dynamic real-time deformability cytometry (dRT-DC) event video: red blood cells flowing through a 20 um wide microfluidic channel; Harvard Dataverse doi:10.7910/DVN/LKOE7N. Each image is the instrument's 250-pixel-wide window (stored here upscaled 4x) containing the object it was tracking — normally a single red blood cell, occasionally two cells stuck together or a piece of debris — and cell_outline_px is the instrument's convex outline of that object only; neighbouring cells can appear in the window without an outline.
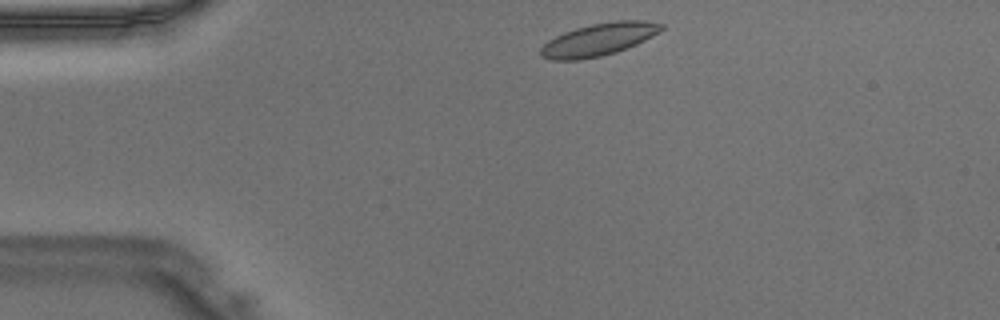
{"species": "Egyptian fruit bat (a non-hibernating species)", "species_latin": "Rousettus aegyptiacus", "temperature_condition": "warm", "stored_images_in_passage": 15, "camera_frame_rate_fps": 3000, "um_per_image_px": 0.085, "animal": {"sex": "male"}, "frame": {"image": 1, "passage_image": 2, "time_ms": 0.333, "image_size_px": [1000, 320], "cell_outline_px": [[664, 28], [660, 32], [636, 44], [616, 52], [600, 56], [580, 60], [552, 60], [540, 56], [540, 48], [548, 40], [564, 32], [576, 28], [592, 24], [616, 20], [644, 20], [664, 24]], "centroid_in_image_um": [50.89, 3.35], "position_along_channel_um": 34.1, "area_um2": 22.83}}
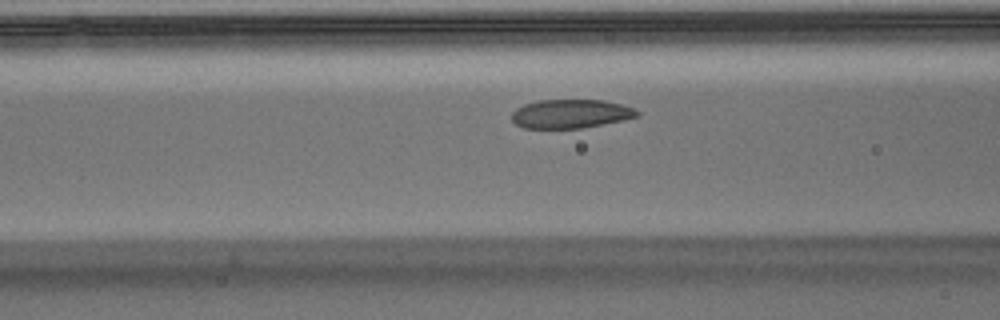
{"frame": {"image": 2, "passage_image": 11, "time_ms": 3.333, "image_size_px": [1000, 320], "cell_outline_px": [[640, 116], [624, 120], [584, 128], [524, 128], [516, 124], [512, 120], [512, 112], [516, 108], [524, 104], [540, 100], [604, 100], [636, 108], [640, 112]], "centroid_in_image_um": [48.55, 9.67], "position_along_channel_um": 118.1, "area_um2": 21.21}}
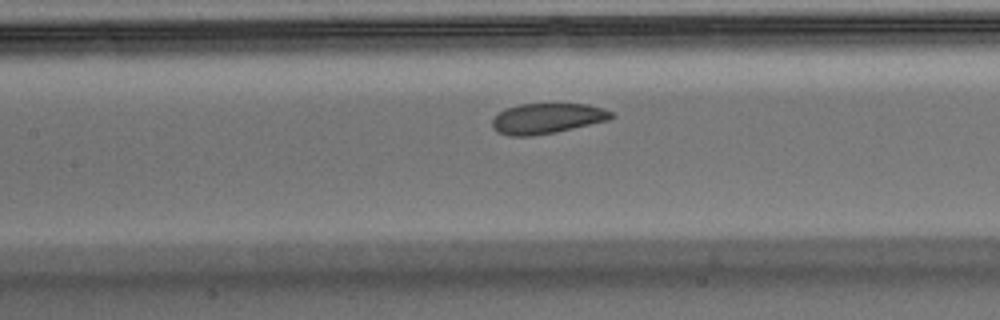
{"frame": {"image": 3, "passage_image": 14, "time_ms": 4.333, "image_size_px": [1000, 320], "cell_outline_px": [[616, 116], [608, 120], [556, 132], [532, 136], [508, 136], [492, 128], [492, 120], [504, 108], [520, 104], [588, 104], [604, 108], [612, 112]], "centroid_in_image_um": [46.51, 10.06], "position_along_channel_um": 160.9, "area_um2": 21.1}}